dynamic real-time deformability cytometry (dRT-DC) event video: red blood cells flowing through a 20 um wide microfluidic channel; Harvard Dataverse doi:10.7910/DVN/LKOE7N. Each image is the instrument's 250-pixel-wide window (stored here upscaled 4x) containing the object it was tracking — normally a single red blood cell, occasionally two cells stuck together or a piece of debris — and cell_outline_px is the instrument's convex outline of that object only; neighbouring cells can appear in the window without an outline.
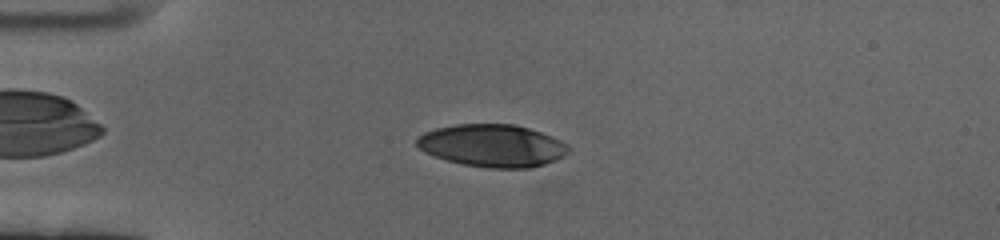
{"species": "human", "species_latin": "Homo sapiens", "temperature_condition": "cold", "stored_images_in_passage": 60, "camera_frame_rate_fps": 3000, "um_per_image_px": 0.085, "donor": {"sex": "female"}, "frame": {"image": 1, "passage_image": 15, "time_ms": 4.667, "image_size_px": [1000, 240], "cell_outline_px": [[572, 148], [564, 156], [556, 160], [532, 168], [488, 168], [460, 164], [444, 160], [424, 152], [416, 144], [416, 136], [424, 132], [436, 128], [456, 124], [516, 124], [552, 136], [568, 144]], "centroid_in_image_um": [41.84, 12.38], "position_along_channel_um": 43.2, "area_um2": 37.97}}
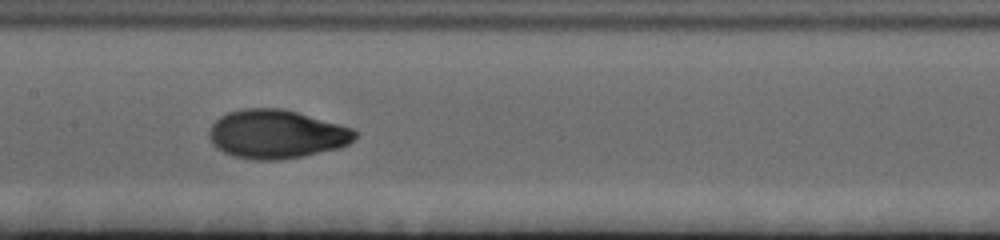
{"frame": {"image": 2, "passage_image": 30, "time_ms": 9.667, "image_size_px": [1000, 240], "cell_outline_px": [[356, 136], [348, 144], [340, 148], [304, 156], [280, 160], [252, 160], [236, 156], [224, 152], [216, 148], [212, 144], [208, 136], [208, 132], [212, 124], [220, 116], [228, 112], [244, 108], [280, 108], [296, 112], [352, 128], [356, 132]], "centroid_in_image_um": [23.46, 11.41], "position_along_channel_um": 183.9, "area_um2": 41.33}}
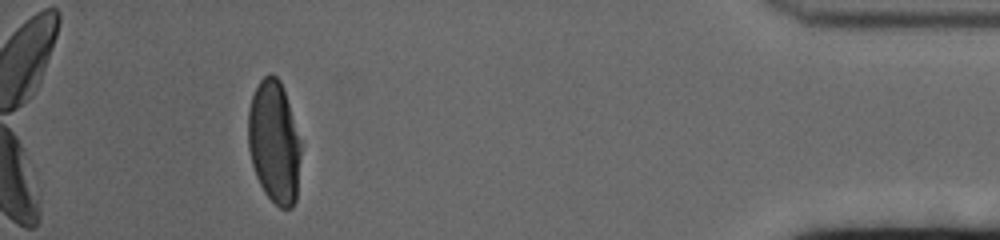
{"frame": {"image": 3, "passage_image": 55, "time_ms": 18.0, "image_size_px": [1000, 240], "cell_outline_px": [[300, 156], [296, 200], [292, 208], [280, 208], [264, 192], [256, 176], [252, 164], [248, 148], [248, 108], [252, 96], [260, 80], [268, 72], [272, 72], [280, 80], [300, 140]], "centroid_in_image_um": [23.28, 12.07], "position_along_channel_um": 411.9, "area_um2": 37.45}, "authors_computed_cell_mechanics": {"area_um2": 39.4485, "velocity_mm_per_s": 3.3717, "shape_relaxation_time_tau1_ms": 4.9852, "shape_relaxation_time_tau2_ms": 1.034, "deformation_change_tau1": 0.2158, "deformation_change_tau2": 0.04}}